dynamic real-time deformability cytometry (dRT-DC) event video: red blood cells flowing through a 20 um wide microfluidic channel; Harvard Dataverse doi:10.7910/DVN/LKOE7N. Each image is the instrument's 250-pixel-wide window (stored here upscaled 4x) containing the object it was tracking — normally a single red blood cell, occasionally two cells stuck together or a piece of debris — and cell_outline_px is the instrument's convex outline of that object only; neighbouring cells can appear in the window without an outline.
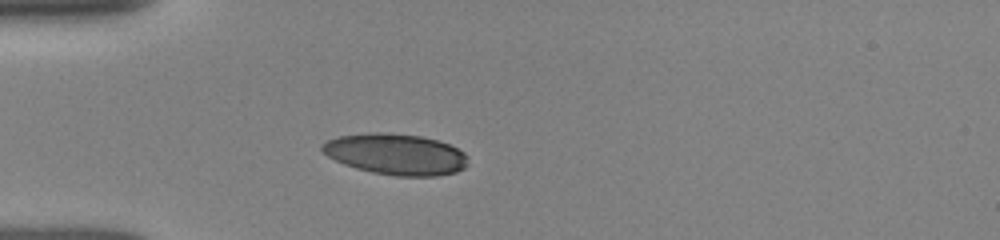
{"species": "human", "species_latin": "Homo sapiens", "temperature_condition": "room temperature", "stored_images_in_passage": 2, "camera_frame_rate_fps": 3000, "um_per_image_px": 0.085, "donor": {"sex": "female"}, "frame": {"image": 1, "passage_image": 2, "time_ms": 0.333, "image_size_px": [1000, 240], "cell_outline_px": [[460, 152], [456, 168], [448, 172], [388, 172], [356, 136], [404, 136], [428, 140], [444, 144]], "centroid_in_image_um": [34.95, 13.1], "position_along_channel_um": 50.1, "area_um2": 20.0}}